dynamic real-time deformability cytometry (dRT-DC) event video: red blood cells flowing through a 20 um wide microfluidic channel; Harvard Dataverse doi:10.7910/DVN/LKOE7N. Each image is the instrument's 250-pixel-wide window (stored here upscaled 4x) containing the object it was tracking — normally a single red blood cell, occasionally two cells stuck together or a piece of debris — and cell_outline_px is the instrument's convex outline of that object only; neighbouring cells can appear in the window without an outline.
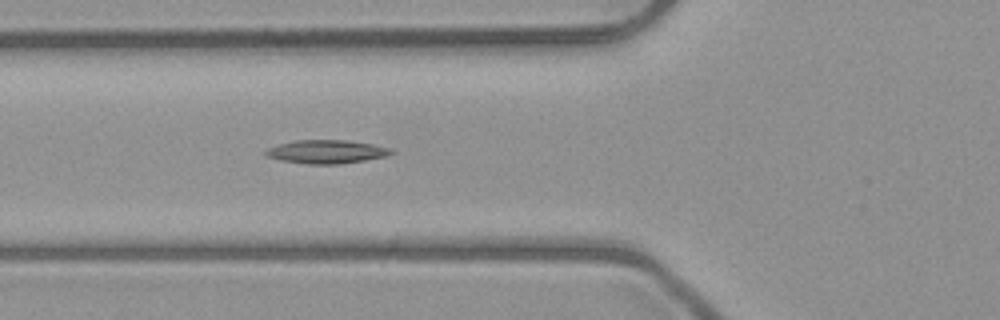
{"species": "common noctule bat (a hibernating species)", "species_latin": "Nyctalus noctula", "temperature_condition": "room temperature", "stored_images_in_passage": 5, "camera_frame_rate_fps": 3000, "um_per_image_px": 0.085, "animal": {"sex": "male", "body_mass_g": 23.1, "forearm_length_mm": 52.7}, "frame": {"image": 1, "passage_image": 5, "time_ms": 4.333, "image_size_px": [1000, 320], "cell_outline_px": [[396, 152], [384, 156], [364, 160], [340, 164], [308, 164], [280, 160], [268, 156], [264, 152], [268, 148], [280, 144], [296, 140], [348, 140], [372, 144], [388, 148]], "centroid_in_image_um": [27.75, 12.89], "position_along_channel_um": 98.1, "area_um2": 16.94}}